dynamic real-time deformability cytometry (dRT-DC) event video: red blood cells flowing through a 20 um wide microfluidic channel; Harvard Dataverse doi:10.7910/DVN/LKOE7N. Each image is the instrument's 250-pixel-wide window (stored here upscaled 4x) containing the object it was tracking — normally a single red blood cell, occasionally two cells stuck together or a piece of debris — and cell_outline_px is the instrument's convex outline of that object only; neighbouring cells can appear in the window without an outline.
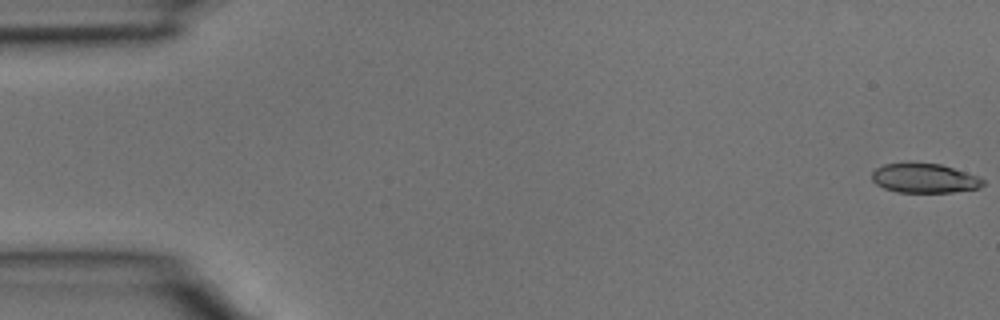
{"species": "common noctule bat (a hibernating species)", "species_latin": "Nyctalus noctula", "temperature_condition": "room temperature", "stored_images_in_passage": 4, "camera_frame_rate_fps": 3000, "um_per_image_px": 0.085, "animal": {"sex": "male", "body_mass_g": 15.6}, "frame": {"image": 1, "passage_image": 1, "time_ms": 0.0, "image_size_px": [1000, 320], "cell_outline_px": [[984, 184], [980, 188], [952, 192], [896, 192], [884, 188], [876, 184], [872, 180], [872, 172], [876, 168], [884, 164], [940, 164], [976, 176], [984, 180]], "centroid_in_image_um": [78.56, 15.17], "position_along_channel_um": 6.4, "area_um2": 18.61}}
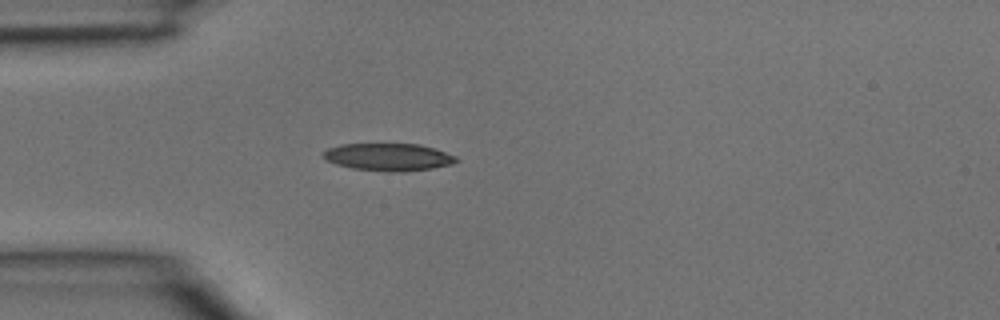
{"frame": {"image": 2, "passage_image": 4, "time_ms": 1.0, "image_size_px": [1000, 320], "cell_outline_px": [[460, 160], [452, 164], [432, 168], [400, 172], [388, 172], [352, 168], [336, 164], [324, 160], [320, 156], [320, 152], [328, 148], [340, 144], [420, 144], [456, 156]], "centroid_in_image_um": [32.95, 13.35], "position_along_channel_um": 52.1, "area_um2": 21.44}}